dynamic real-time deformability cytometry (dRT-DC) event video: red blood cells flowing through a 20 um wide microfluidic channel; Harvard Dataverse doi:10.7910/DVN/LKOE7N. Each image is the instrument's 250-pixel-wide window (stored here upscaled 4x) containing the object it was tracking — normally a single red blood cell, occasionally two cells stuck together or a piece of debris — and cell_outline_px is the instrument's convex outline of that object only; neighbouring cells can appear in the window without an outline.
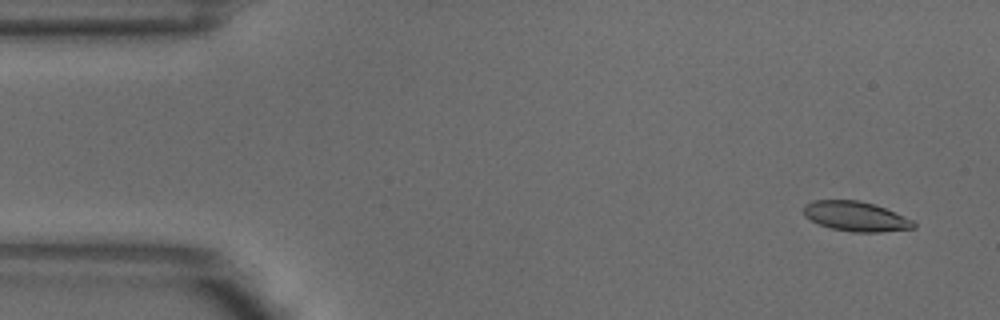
{"species": "common noctule bat (a hibernating species)", "species_latin": "Nyctalus noctula", "temperature_condition": "warm", "stored_images_in_passage": 3, "camera_frame_rate_fps": 3000, "um_per_image_px": 0.085, "animal": {"sex": "male", "body_mass_g": 18.8}, "frame": {"image": 1, "passage_image": 1, "time_ms": 0.0, "image_size_px": [1000, 320], "cell_outline_px": [[916, 228], [880, 232], [852, 232], [832, 228], [820, 224], [804, 216], [804, 204], [812, 200], [856, 200], [876, 204], [912, 220], [916, 224]], "centroid_in_image_um": [72.74, 18.38], "position_along_channel_um": 12.3, "area_um2": 19.02}}
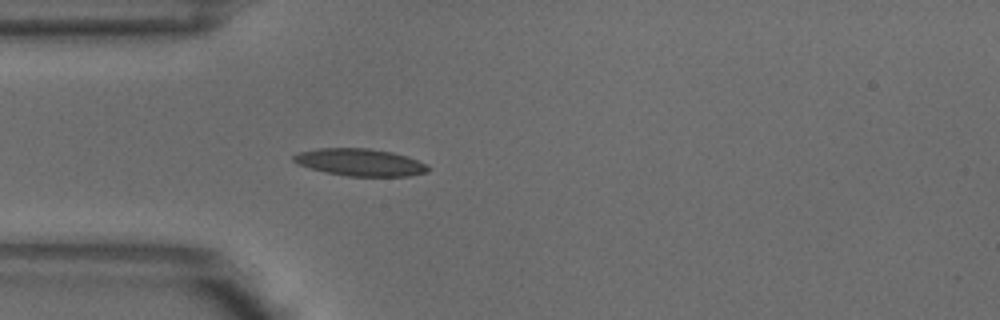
{"frame": {"image": 2, "passage_image": 3, "time_ms": 0.667, "image_size_px": [1000, 320], "cell_outline_px": [[432, 168], [428, 172], [408, 176], [348, 176], [324, 172], [296, 164], [292, 160], [292, 156], [296, 152], [320, 148], [368, 148], [392, 152], [408, 156], [428, 164]], "centroid_in_image_um": [30.61, 13.79], "position_along_channel_um": 54.4, "area_um2": 21.68}}